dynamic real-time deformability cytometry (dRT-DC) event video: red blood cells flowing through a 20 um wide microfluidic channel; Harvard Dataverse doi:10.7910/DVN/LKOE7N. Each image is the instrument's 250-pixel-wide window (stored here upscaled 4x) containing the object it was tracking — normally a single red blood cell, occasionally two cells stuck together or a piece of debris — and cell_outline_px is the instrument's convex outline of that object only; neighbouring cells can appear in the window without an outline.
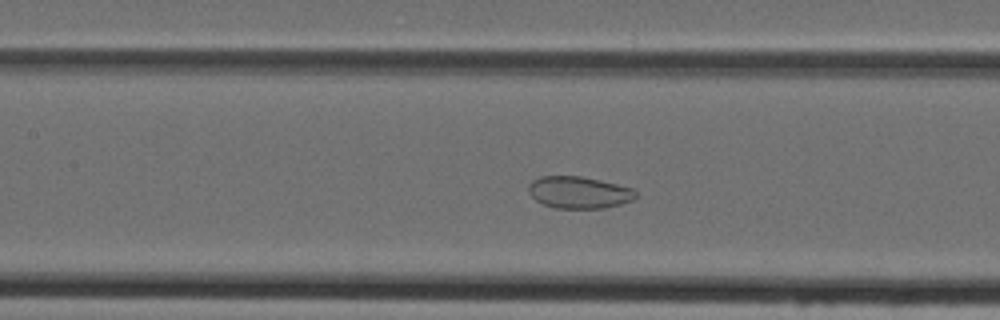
{"species": "Egyptian fruit bat (a non-hibernating species)", "species_latin": "Rousettus aegyptiacus", "temperature_condition": "cold", "stored_images_in_passage": 46, "camera_frame_rate_fps": 3000, "um_per_image_px": 0.085, "animal": {"sex": "female"}, "frame": {"image": 1, "passage_image": 20, "time_ms": 6.333, "image_size_px": [1000, 320], "cell_outline_px": [[636, 196], [632, 200], [620, 204], [604, 208], [556, 208], [544, 204], [536, 200], [528, 192], [528, 184], [532, 180], [540, 176], [580, 176], [600, 180], [632, 188], [636, 192]], "centroid_in_image_um": [49.18, 16.35], "position_along_channel_um": 158.2, "area_um2": 19.88}}
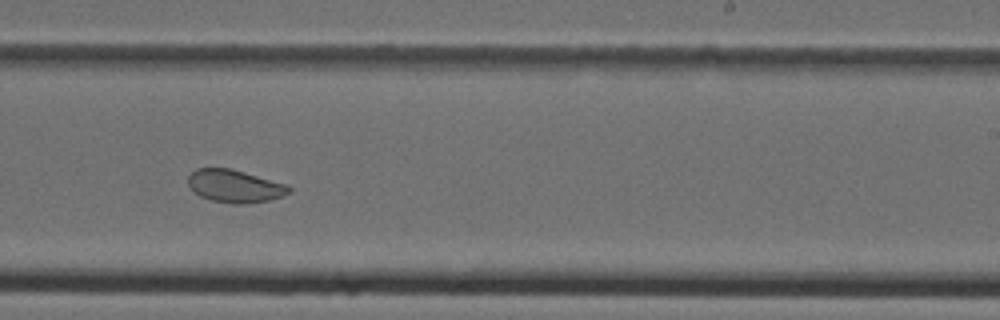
{"frame": {"image": 2, "passage_image": 28, "time_ms": 9.0, "image_size_px": [1000, 320], "cell_outline_px": [[292, 192], [284, 196], [268, 200], [244, 204], [232, 204], [212, 200], [200, 196], [188, 184], [188, 176], [196, 168], [232, 168], [288, 184], [292, 188]], "centroid_in_image_um": [20.01, 15.81], "position_along_channel_um": 269.0, "area_um2": 19.42}}
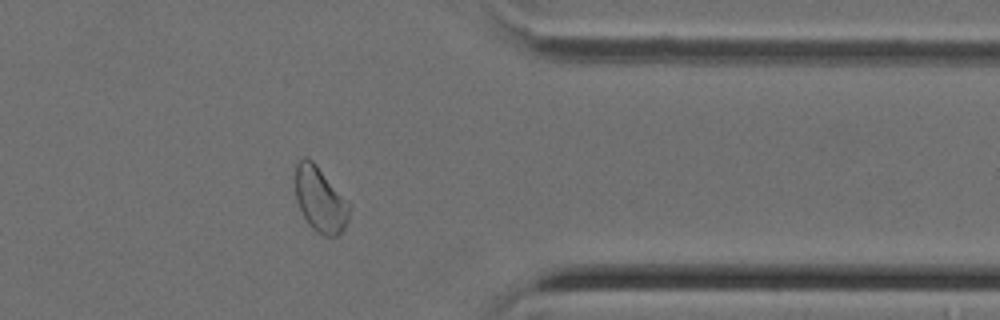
{"frame": {"image": 3, "passage_image": 37, "time_ms": 12.0, "image_size_px": [1000, 320], "cell_outline_px": [[352, 204], [348, 220], [344, 228], [336, 236], [324, 236], [316, 232], [308, 224], [296, 200], [296, 164], [304, 156], [312, 160], [316, 164]], "centroid_in_image_um": [27.25, 16.97], "position_along_channel_um": 384.1, "area_um2": 20.63}}